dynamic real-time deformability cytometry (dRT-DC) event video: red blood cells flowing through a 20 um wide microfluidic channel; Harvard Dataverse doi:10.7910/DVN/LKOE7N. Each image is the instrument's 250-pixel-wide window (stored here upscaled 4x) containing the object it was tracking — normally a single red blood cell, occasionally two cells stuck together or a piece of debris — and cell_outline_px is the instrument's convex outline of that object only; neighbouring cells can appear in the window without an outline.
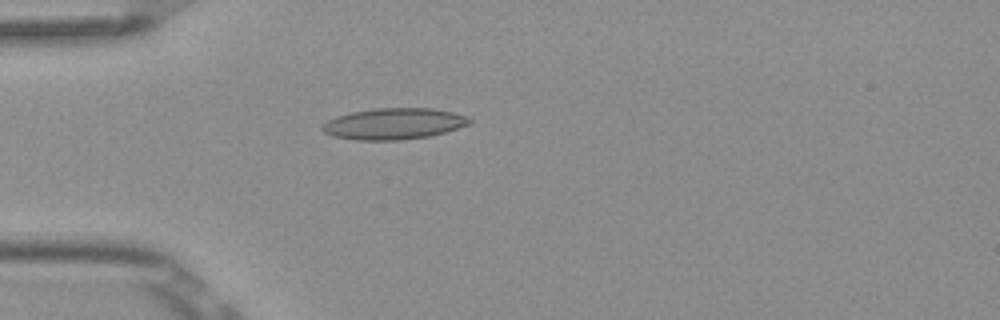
{"species": "Egyptian fruit bat (a non-hibernating species)", "species_latin": "Rousettus aegyptiacus", "temperature_condition": "room temperature", "stored_images_in_passage": 5, "camera_frame_rate_fps": 3000, "um_per_image_px": 0.085, "frame": {"image": 1, "passage_image": 5, "time_ms": 1.333, "image_size_px": [1000, 320], "cell_outline_px": [[472, 124], [444, 132], [428, 136], [400, 140], [356, 140], [332, 136], [324, 132], [320, 128], [328, 120], [336, 116], [352, 112], [376, 108], [432, 108], [452, 112], [468, 116], [472, 120]], "centroid_in_image_um": [33.49, 10.52], "position_along_channel_um": 51.5, "area_um2": 26.82}}